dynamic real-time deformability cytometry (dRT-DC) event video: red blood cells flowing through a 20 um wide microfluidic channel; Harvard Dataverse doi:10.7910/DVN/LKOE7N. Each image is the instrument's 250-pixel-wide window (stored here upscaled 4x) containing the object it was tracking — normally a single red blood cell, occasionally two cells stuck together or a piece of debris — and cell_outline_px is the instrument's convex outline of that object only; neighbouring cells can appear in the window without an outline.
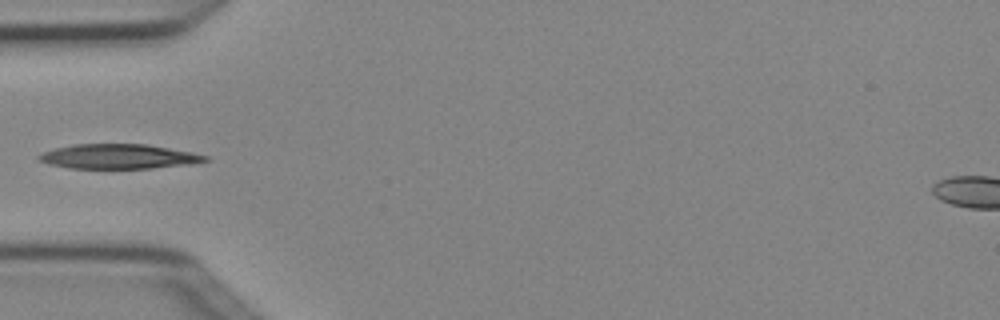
{"species": "Egyptian fruit bat (a non-hibernating species)", "species_latin": "Rousettus aegyptiacus", "temperature_condition": "cold", "stored_images_in_passage": 6, "camera_frame_rate_fps": 3000, "um_per_image_px": 0.085, "animal": {"sex": "female"}, "frame": {"image": 1, "passage_image": 5, "time_ms": 1.333, "image_size_px": [1000, 320], "cell_outline_px": [[208, 160], [188, 164], [152, 168], [68, 168], [48, 164], [40, 160], [36, 156], [44, 152], [56, 148], [72, 144], [148, 144], [192, 152], [208, 156]], "centroid_in_image_um": [10.06, 13.29], "position_along_channel_um": 74.9, "area_um2": 23.76}}
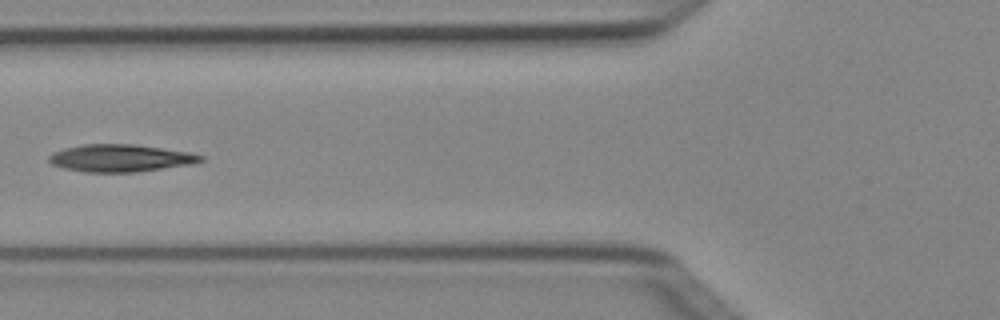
{"frame": {"image": 2, "passage_image": 6, "time_ms": 1.667, "image_size_px": [1000, 320], "cell_outline_px": [[204, 160], [192, 164], [136, 172], [84, 172], [64, 168], [52, 164], [48, 160], [48, 156], [52, 152], [64, 148], [84, 144], [136, 144], [188, 152], [204, 156]], "centroid_in_image_um": [10.22, 13.43], "position_along_channel_um": 115.6, "area_um2": 24.22}}